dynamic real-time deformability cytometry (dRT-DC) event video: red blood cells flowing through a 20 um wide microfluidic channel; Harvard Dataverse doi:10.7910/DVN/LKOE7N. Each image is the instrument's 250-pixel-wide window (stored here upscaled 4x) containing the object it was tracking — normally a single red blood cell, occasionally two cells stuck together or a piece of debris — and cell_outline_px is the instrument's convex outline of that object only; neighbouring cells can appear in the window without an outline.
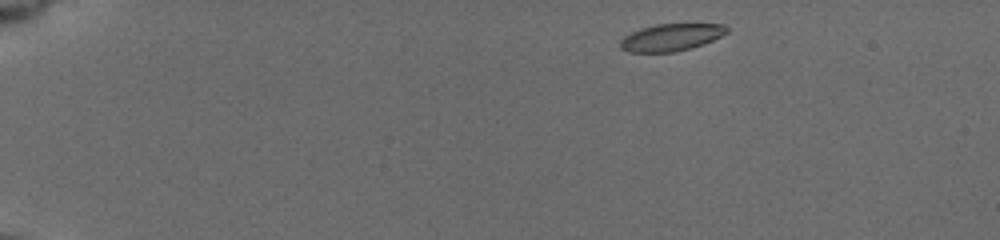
{"species": "common noctule bat (a hibernating species)", "species_latin": "Nyctalus noctula", "temperature_condition": "cold", "stored_images_in_passage": 49, "camera_frame_rate_fps": 3000, "um_per_image_px": 0.085, "animal": {"sex": "female", "body_mass_g": 19.5, "forearm_length_mm": 54.1}, "frame": {"image": 1, "passage_image": 2, "time_ms": 0.333, "image_size_px": [1000, 240], "cell_outline_px": [[728, 32], [704, 44], [692, 48], [676, 52], [628, 52], [620, 48], [620, 40], [624, 36], [640, 28], [656, 24], [724, 24], [728, 28]], "centroid_in_image_um": [57.03, 3.18], "position_along_channel_um": 28.0, "area_um2": 16.94}}
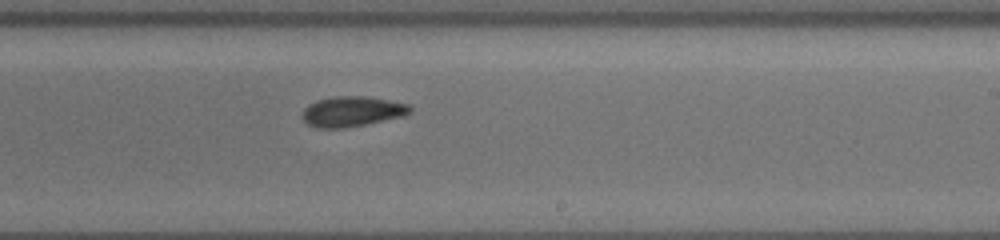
{"frame": {"image": 2, "passage_image": 29, "time_ms": 9.333, "image_size_px": [1000, 240], "cell_outline_px": [[412, 112], [400, 116], [364, 124], [344, 128], [320, 128], [308, 124], [300, 116], [304, 108], [308, 104], [316, 100], [336, 96], [364, 96], [388, 100], [408, 104], [412, 108]], "centroid_in_image_um": [29.87, 9.46], "position_along_channel_um": 259.1, "area_um2": 18.79}}
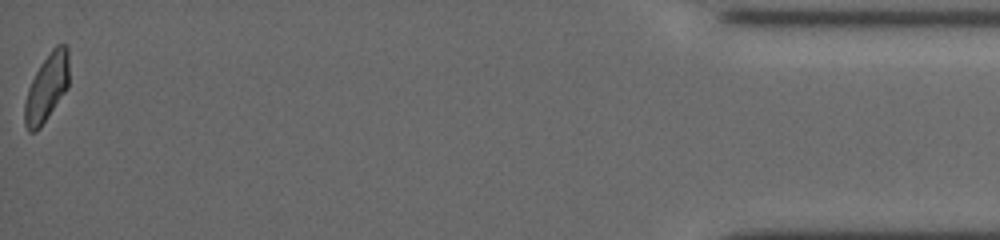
{"frame": {"image": 3, "passage_image": 49, "time_ms": 16.0, "image_size_px": [1000, 240], "cell_outline_px": [[68, 88], [40, 128], [36, 132], [28, 132], [24, 124], [24, 104], [28, 88], [40, 64], [52, 48], [56, 44], [68, 44]], "centroid_in_image_um": [3.97, 7.45], "position_along_channel_um": 431.2, "area_um2": 17.57}, "authors_computed_cell_mechanics": {"area_um2": 18.2648, "velocity_mm_per_s": 3.7434, "shape_relaxation_time_tau1_ms": 5.0098, "shape_relaxation_time_tau2_ms": 2.8061, "deformation_change_tau1": 0.1403, "deformation_change_tau2": 0.0773}}